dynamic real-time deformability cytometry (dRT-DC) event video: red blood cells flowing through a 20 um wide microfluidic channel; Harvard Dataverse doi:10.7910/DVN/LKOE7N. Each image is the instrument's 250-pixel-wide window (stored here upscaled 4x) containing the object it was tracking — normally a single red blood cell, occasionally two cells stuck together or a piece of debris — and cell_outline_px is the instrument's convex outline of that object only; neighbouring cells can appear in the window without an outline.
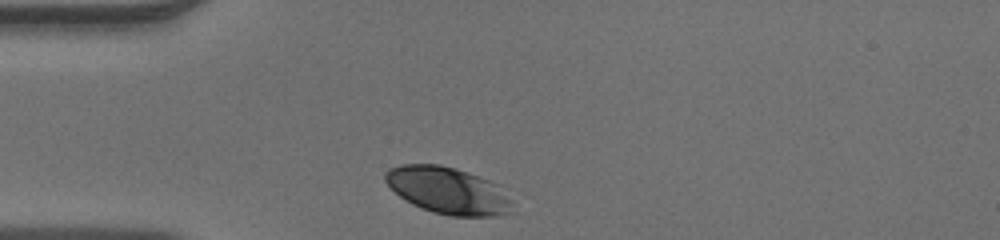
{"species": "human", "species_latin": "Homo sapiens", "temperature_condition": "warm", "stored_images_in_passage": 28, "camera_frame_rate_fps": 3000, "um_per_image_px": 0.085, "donor": {"sex": "male"}, "frame": {"image": 1, "passage_image": 1, "time_ms": 0.0, "image_size_px": [1000, 240], "cell_outline_px": [[516, 212], [492, 216], [452, 216], [432, 212], [412, 204], [400, 196], [384, 180], [384, 172], [388, 168], [400, 164], [440, 164], [456, 168], [488, 180], [496, 184], [512, 200]], "centroid_in_image_um": [38.09, 16.2], "position_along_channel_um": 46.9, "area_um2": 34.8}}
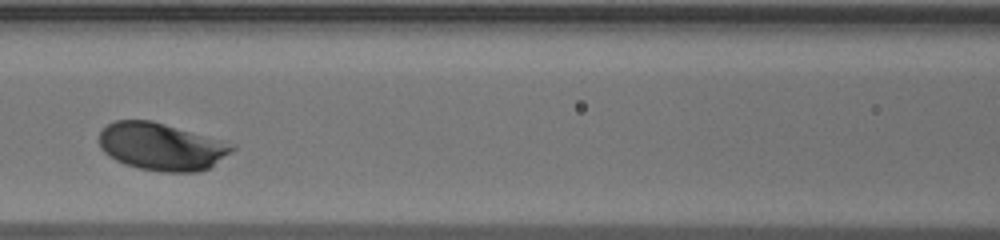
{"frame": {"image": 2, "passage_image": 10, "time_ms": 3.0, "image_size_px": [1000, 240], "cell_outline_px": [[236, 148], [208, 168], [196, 172], [160, 172], [140, 168], [124, 164], [108, 156], [100, 148], [100, 132], [112, 120], [152, 120], [224, 140], [236, 144]], "centroid_in_image_um": [13.73, 12.45], "position_along_channel_um": 152.9, "area_um2": 36.93}}
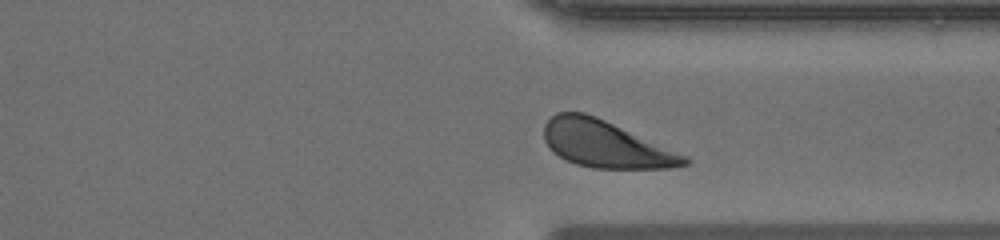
{"frame": {"image": 3, "passage_image": 25, "time_ms": 8.0, "image_size_px": [1000, 240], "cell_outline_px": [[692, 160], [688, 164], [668, 168], [592, 168], [576, 164], [552, 152], [544, 140], [544, 124], [556, 112], [584, 112], [596, 116], [688, 156]], "centroid_in_image_um": [51.47, 12.25], "position_along_channel_um": 359.9, "area_um2": 38.21}}